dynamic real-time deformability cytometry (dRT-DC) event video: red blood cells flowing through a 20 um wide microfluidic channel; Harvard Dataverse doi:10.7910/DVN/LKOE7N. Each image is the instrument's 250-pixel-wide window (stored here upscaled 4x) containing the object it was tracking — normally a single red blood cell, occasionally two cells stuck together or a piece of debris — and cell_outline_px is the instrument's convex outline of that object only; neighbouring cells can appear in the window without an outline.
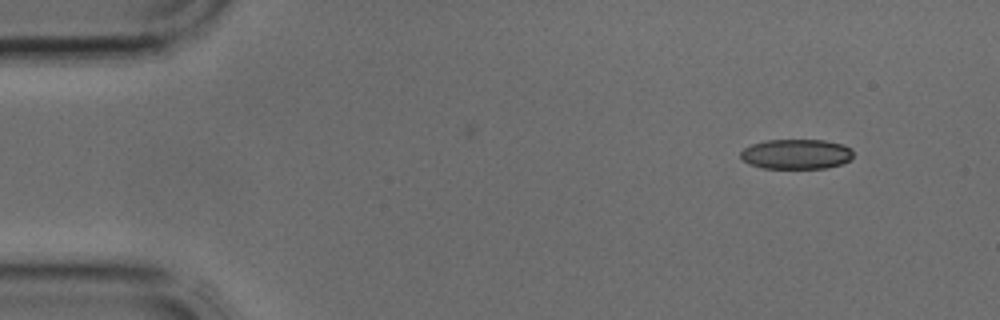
{"species": "common noctule bat (a hibernating species)", "species_latin": "Nyctalus noctula", "temperature_condition": "cold", "stored_images_in_passage": 3, "camera_frame_rate_fps": 3000, "um_per_image_px": 0.085, "animal": {"sex": "male", "body_mass_g": 17.9, "forearm_length_mm": 54.2}, "frame": {"image": 1, "passage_image": 1, "time_ms": 0.0, "image_size_px": [1000, 320], "cell_outline_px": [[852, 156], [848, 160], [840, 164], [824, 168], [764, 168], [748, 164], [740, 156], [740, 152], [744, 148], [752, 144], [764, 140], [824, 140], [844, 144], [852, 148]], "centroid_in_image_um": [67.67, 13.09], "position_along_channel_um": 17.3, "area_um2": 19.65}}
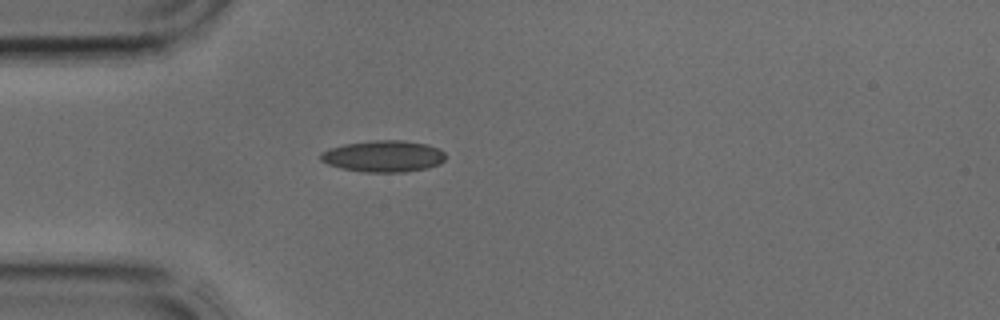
{"frame": {"image": 2, "passage_image": 3, "time_ms": 0.667, "image_size_px": [1000, 320], "cell_outline_px": [[444, 160], [440, 164], [428, 168], [404, 172], [364, 172], [340, 168], [328, 164], [320, 160], [320, 152], [328, 148], [344, 144], [372, 140], [404, 140], [428, 144], [440, 148], [444, 152]], "centroid_in_image_um": [32.59, 13.27], "position_along_channel_um": 52.4, "area_um2": 23.24}}